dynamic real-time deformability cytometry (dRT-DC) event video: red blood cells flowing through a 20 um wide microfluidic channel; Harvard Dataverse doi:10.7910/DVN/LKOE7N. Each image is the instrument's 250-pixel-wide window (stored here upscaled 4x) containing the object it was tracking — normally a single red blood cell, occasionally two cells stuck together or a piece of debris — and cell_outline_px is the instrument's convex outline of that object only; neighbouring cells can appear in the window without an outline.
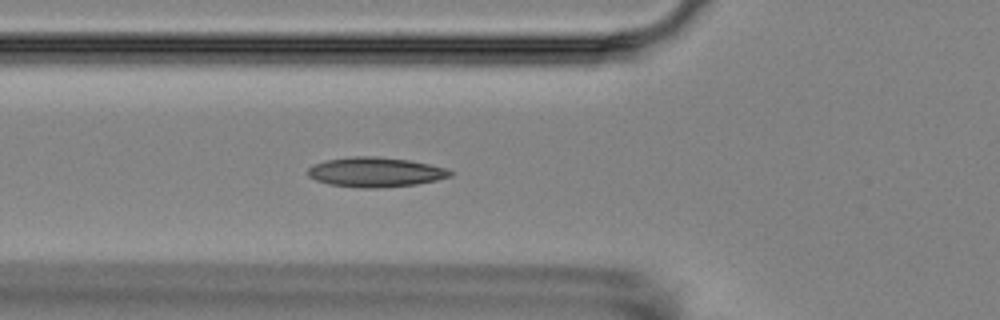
{"species": "Egyptian fruit bat (a non-hibernating species)", "species_latin": "Rousettus aegyptiacus", "temperature_condition": "room temperature", "stored_images_in_passage": 2, "camera_frame_rate_fps": 3000, "um_per_image_px": 0.085, "animal": {"sex": "female"}, "frame": {"image": 1, "passage_image": 2, "time_ms": 1.0, "image_size_px": [1000, 320], "cell_outline_px": [[452, 176], [436, 180], [416, 184], [376, 188], [360, 188], [328, 184], [316, 180], [308, 176], [308, 168], [312, 164], [328, 160], [352, 156], [376, 156], [408, 160], [428, 164], [444, 168], [452, 172]], "centroid_in_image_um": [31.87, 14.63], "position_along_channel_um": 93.9, "area_um2": 24.51}}